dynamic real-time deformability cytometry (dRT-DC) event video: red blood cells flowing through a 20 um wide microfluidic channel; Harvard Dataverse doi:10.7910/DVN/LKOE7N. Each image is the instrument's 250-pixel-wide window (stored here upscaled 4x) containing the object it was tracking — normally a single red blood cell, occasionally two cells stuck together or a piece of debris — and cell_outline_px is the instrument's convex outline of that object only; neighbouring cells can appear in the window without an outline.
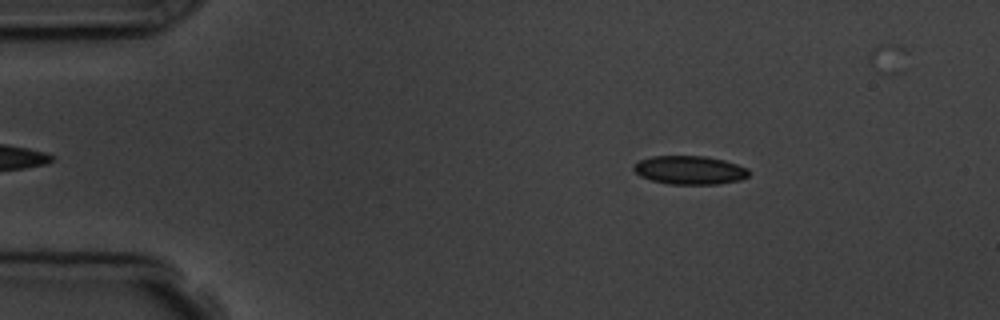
{"species": "common noctule bat (a hibernating species)", "species_latin": "Nyctalus noctula", "temperature_condition": "room temperature", "stored_images_in_passage": 3, "camera_frame_rate_fps": 3000, "um_per_image_px": 0.085, "animal": {"sex": "male", "body_mass_g": 19.5, "forearm_length_mm": 54.6}, "frame": {"image": 1, "passage_image": 1, "time_ms": 0.0, "image_size_px": [1000, 320], "cell_outline_px": [[748, 176], [740, 180], [716, 184], [668, 184], [652, 180], [640, 176], [632, 168], [640, 160], [652, 156], [704, 156], [724, 160], [748, 168]], "centroid_in_image_um": [58.62, 14.46], "position_along_channel_um": 26.4, "area_um2": 19.02}}